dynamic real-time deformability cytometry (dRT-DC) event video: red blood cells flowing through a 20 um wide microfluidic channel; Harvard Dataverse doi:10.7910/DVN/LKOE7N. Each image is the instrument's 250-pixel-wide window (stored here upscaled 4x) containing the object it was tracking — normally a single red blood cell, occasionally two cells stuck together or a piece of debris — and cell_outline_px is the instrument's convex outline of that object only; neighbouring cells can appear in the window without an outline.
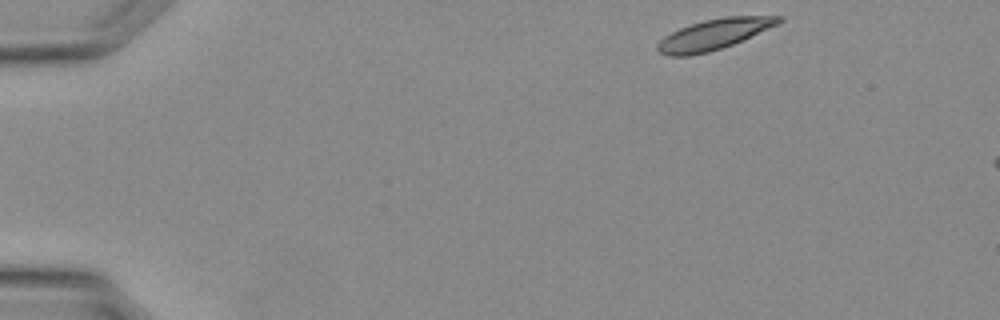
{"species": "Egyptian fruit bat (a non-hibernating species)", "species_latin": "Rousettus aegyptiacus", "temperature_condition": "warm", "stored_images_in_passage": 6, "camera_frame_rate_fps": 3000, "um_per_image_px": 0.085, "animal": {"sex": "female"}, "frame": {"image": 1, "passage_image": 1, "time_ms": 0.0, "image_size_px": [1000, 320], "cell_outline_px": [[784, 20], [776, 24], [732, 44], [708, 52], [688, 56], [668, 56], [660, 52], [656, 48], [656, 44], [664, 36], [680, 28], [704, 20], [724, 16], [784, 16]], "centroid_in_image_um": [60.63, 2.92], "position_along_channel_um": 24.4, "area_um2": 21.15}}